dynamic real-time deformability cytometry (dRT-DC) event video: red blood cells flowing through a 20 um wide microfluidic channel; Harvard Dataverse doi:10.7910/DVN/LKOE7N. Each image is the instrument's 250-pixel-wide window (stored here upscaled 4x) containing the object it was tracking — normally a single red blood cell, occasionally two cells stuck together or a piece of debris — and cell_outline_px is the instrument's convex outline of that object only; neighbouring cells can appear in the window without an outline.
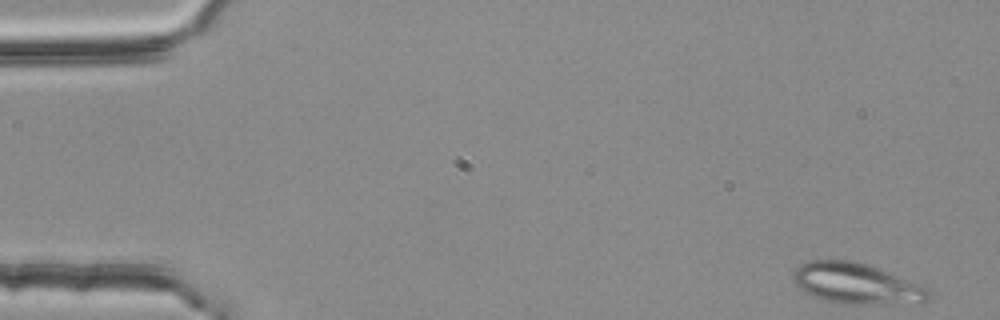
{"species": "common noctule bat (a hibernating species)", "species_latin": "Nyctalus noctula", "temperature_condition": "room temperature", "stored_images_in_passage": 51, "camera_frame_rate_fps": 3000, "um_per_image_px": 0.085, "animal": {"sex": "female", "body_mass_g": 25.1}, "frame": {"image": 1, "passage_image": 1, "time_ms": 0.0, "image_size_px": [1000, 320], "cell_outline_px": [[932, 292], [928, 300], [924, 304], [852, 304], [828, 300], [804, 292], [792, 280], [792, 272], [800, 264], [812, 260], [852, 260], [924, 284]], "centroid_in_image_um": [72.89, 24.11], "position_along_channel_um": 12.1, "area_um2": 32.43}}
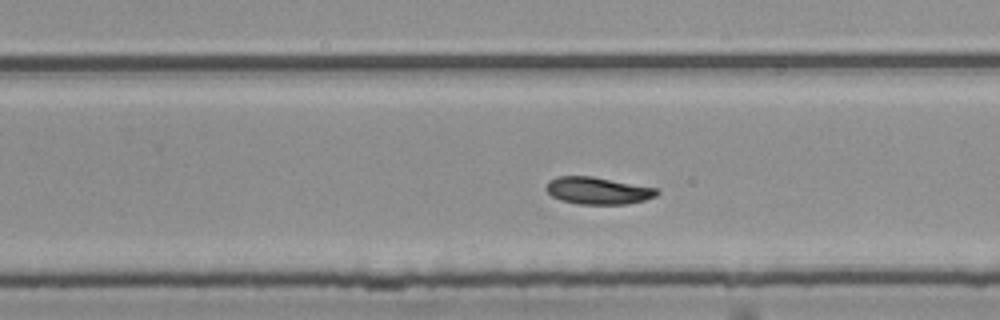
{"frame": {"image": 2, "passage_image": 33, "time_ms": 10.667, "image_size_px": [1000, 320], "cell_outline_px": [[660, 192], [656, 196], [644, 200], [628, 204], [576, 204], [560, 200], [552, 196], [544, 188], [548, 180], [556, 176], [592, 176], [656, 188]], "centroid_in_image_um": [50.77, 16.2], "position_along_channel_um": 279.0, "area_um2": 17.63}}
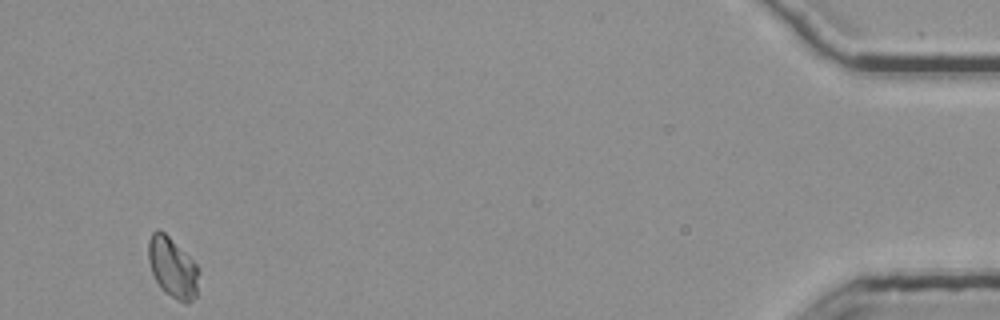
{"frame": {"image": 3, "passage_image": 51, "time_ms": 16.667, "image_size_px": [1000, 320], "cell_outline_px": [[196, 296], [188, 304], [184, 304], [176, 300], [164, 292], [160, 288], [152, 272], [148, 260], [148, 240], [152, 232], [156, 228], [160, 228], [196, 264]], "centroid_in_image_um": [14.61, 22.74], "position_along_channel_um": 420.6, "area_um2": 17.46}, "authors_computed_cell_mechanics": {"area_um2": 17.9758, "velocity_mm_per_s": 3.7224, "shape_relaxation_time_tau1_ms": 8.4908, "shape_relaxation_time_tau2_ms": null, "deformation_change_tau1": 0.1435, "deformation_change_tau2": null}}